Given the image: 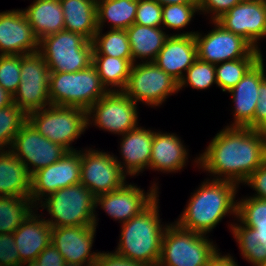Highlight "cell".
Instances as JSON below:
<instances>
[{
	"instance_id": "1",
	"label": "cell",
	"mask_w": 266,
	"mask_h": 266,
	"mask_svg": "<svg viewBox=\"0 0 266 266\" xmlns=\"http://www.w3.org/2000/svg\"><path fill=\"white\" fill-rule=\"evenodd\" d=\"M265 161V131L227 126L194 160L199 169L214 176L212 179L228 180L238 185Z\"/></svg>"
},
{
	"instance_id": "2",
	"label": "cell",
	"mask_w": 266,
	"mask_h": 266,
	"mask_svg": "<svg viewBox=\"0 0 266 266\" xmlns=\"http://www.w3.org/2000/svg\"><path fill=\"white\" fill-rule=\"evenodd\" d=\"M206 180V181H205ZM195 190L180 218L174 221L180 228L209 234L226 215L237 218L238 184L228 180L205 179Z\"/></svg>"
},
{
	"instance_id": "3",
	"label": "cell",
	"mask_w": 266,
	"mask_h": 266,
	"mask_svg": "<svg viewBox=\"0 0 266 266\" xmlns=\"http://www.w3.org/2000/svg\"><path fill=\"white\" fill-rule=\"evenodd\" d=\"M159 203L157 197L140 214L121 224L116 254L151 266L158 265L163 235L169 225L161 224Z\"/></svg>"
},
{
	"instance_id": "4",
	"label": "cell",
	"mask_w": 266,
	"mask_h": 266,
	"mask_svg": "<svg viewBox=\"0 0 266 266\" xmlns=\"http://www.w3.org/2000/svg\"><path fill=\"white\" fill-rule=\"evenodd\" d=\"M95 202L96 196L78 183L49 194L38 203L36 209L42 207L47 210L51 218L46 221L51 227H97L99 220L95 214Z\"/></svg>"
},
{
	"instance_id": "5",
	"label": "cell",
	"mask_w": 266,
	"mask_h": 266,
	"mask_svg": "<svg viewBox=\"0 0 266 266\" xmlns=\"http://www.w3.org/2000/svg\"><path fill=\"white\" fill-rule=\"evenodd\" d=\"M107 92L93 65L77 72L49 74L51 105L78 107L87 111Z\"/></svg>"
},
{
	"instance_id": "6",
	"label": "cell",
	"mask_w": 266,
	"mask_h": 266,
	"mask_svg": "<svg viewBox=\"0 0 266 266\" xmlns=\"http://www.w3.org/2000/svg\"><path fill=\"white\" fill-rule=\"evenodd\" d=\"M207 238L205 234L184 230L175 222L169 223L157 266H206L220 251L217 244Z\"/></svg>"
},
{
	"instance_id": "7",
	"label": "cell",
	"mask_w": 266,
	"mask_h": 266,
	"mask_svg": "<svg viewBox=\"0 0 266 266\" xmlns=\"http://www.w3.org/2000/svg\"><path fill=\"white\" fill-rule=\"evenodd\" d=\"M93 43L78 33L59 31L39 40L38 53L50 72H77L92 65Z\"/></svg>"
},
{
	"instance_id": "8",
	"label": "cell",
	"mask_w": 266,
	"mask_h": 266,
	"mask_svg": "<svg viewBox=\"0 0 266 266\" xmlns=\"http://www.w3.org/2000/svg\"><path fill=\"white\" fill-rule=\"evenodd\" d=\"M27 121L42 136L68 151H75L72 143L88 128L87 111L78 107L49 105L28 113Z\"/></svg>"
},
{
	"instance_id": "9",
	"label": "cell",
	"mask_w": 266,
	"mask_h": 266,
	"mask_svg": "<svg viewBox=\"0 0 266 266\" xmlns=\"http://www.w3.org/2000/svg\"><path fill=\"white\" fill-rule=\"evenodd\" d=\"M179 82L159 68L154 62L133 64L123 92L135 103L147 106L162 105L169 95L178 93Z\"/></svg>"
},
{
	"instance_id": "10",
	"label": "cell",
	"mask_w": 266,
	"mask_h": 266,
	"mask_svg": "<svg viewBox=\"0 0 266 266\" xmlns=\"http://www.w3.org/2000/svg\"><path fill=\"white\" fill-rule=\"evenodd\" d=\"M49 74V67L38 52L21 55L20 83L12 102L26 114L51 105Z\"/></svg>"
},
{
	"instance_id": "11",
	"label": "cell",
	"mask_w": 266,
	"mask_h": 266,
	"mask_svg": "<svg viewBox=\"0 0 266 266\" xmlns=\"http://www.w3.org/2000/svg\"><path fill=\"white\" fill-rule=\"evenodd\" d=\"M137 108L123 91H108L87 110V126L124 135L138 126Z\"/></svg>"
},
{
	"instance_id": "12",
	"label": "cell",
	"mask_w": 266,
	"mask_h": 266,
	"mask_svg": "<svg viewBox=\"0 0 266 266\" xmlns=\"http://www.w3.org/2000/svg\"><path fill=\"white\" fill-rule=\"evenodd\" d=\"M126 177L114 154L92 148L81 150L80 183L95 196L122 188Z\"/></svg>"
},
{
	"instance_id": "13",
	"label": "cell",
	"mask_w": 266,
	"mask_h": 266,
	"mask_svg": "<svg viewBox=\"0 0 266 266\" xmlns=\"http://www.w3.org/2000/svg\"><path fill=\"white\" fill-rule=\"evenodd\" d=\"M10 151L25 165L30 175L61 159L68 150L42 136L28 121L16 134Z\"/></svg>"
},
{
	"instance_id": "14",
	"label": "cell",
	"mask_w": 266,
	"mask_h": 266,
	"mask_svg": "<svg viewBox=\"0 0 266 266\" xmlns=\"http://www.w3.org/2000/svg\"><path fill=\"white\" fill-rule=\"evenodd\" d=\"M81 180V150L68 151L61 159L31 175V201L38 206L49 194Z\"/></svg>"
},
{
	"instance_id": "15",
	"label": "cell",
	"mask_w": 266,
	"mask_h": 266,
	"mask_svg": "<svg viewBox=\"0 0 266 266\" xmlns=\"http://www.w3.org/2000/svg\"><path fill=\"white\" fill-rule=\"evenodd\" d=\"M211 23L214 28L207 35L198 31L194 34L198 59L216 65L245 58L255 49L243 37L225 30L216 21Z\"/></svg>"
},
{
	"instance_id": "16",
	"label": "cell",
	"mask_w": 266,
	"mask_h": 266,
	"mask_svg": "<svg viewBox=\"0 0 266 266\" xmlns=\"http://www.w3.org/2000/svg\"><path fill=\"white\" fill-rule=\"evenodd\" d=\"M216 22L260 50L257 41L266 38V0H242Z\"/></svg>"
},
{
	"instance_id": "17",
	"label": "cell",
	"mask_w": 266,
	"mask_h": 266,
	"mask_svg": "<svg viewBox=\"0 0 266 266\" xmlns=\"http://www.w3.org/2000/svg\"><path fill=\"white\" fill-rule=\"evenodd\" d=\"M158 183L152 184L148 192L132 184L126 183L122 188L96 196V208L100 206L108 216L125 223L140 214L157 197H159Z\"/></svg>"
},
{
	"instance_id": "18",
	"label": "cell",
	"mask_w": 266,
	"mask_h": 266,
	"mask_svg": "<svg viewBox=\"0 0 266 266\" xmlns=\"http://www.w3.org/2000/svg\"><path fill=\"white\" fill-rule=\"evenodd\" d=\"M95 226L52 227L51 243L67 263L94 266L99 252L91 251Z\"/></svg>"
},
{
	"instance_id": "19",
	"label": "cell",
	"mask_w": 266,
	"mask_h": 266,
	"mask_svg": "<svg viewBox=\"0 0 266 266\" xmlns=\"http://www.w3.org/2000/svg\"><path fill=\"white\" fill-rule=\"evenodd\" d=\"M38 50L39 40L23 10L0 12V55H28Z\"/></svg>"
},
{
	"instance_id": "20",
	"label": "cell",
	"mask_w": 266,
	"mask_h": 266,
	"mask_svg": "<svg viewBox=\"0 0 266 266\" xmlns=\"http://www.w3.org/2000/svg\"><path fill=\"white\" fill-rule=\"evenodd\" d=\"M264 59H261L244 75L228 93L234 102V122L227 127L251 128L259 96V87L264 80Z\"/></svg>"
},
{
	"instance_id": "21",
	"label": "cell",
	"mask_w": 266,
	"mask_h": 266,
	"mask_svg": "<svg viewBox=\"0 0 266 266\" xmlns=\"http://www.w3.org/2000/svg\"><path fill=\"white\" fill-rule=\"evenodd\" d=\"M195 33L191 31L169 35L154 61L178 82L197 59Z\"/></svg>"
},
{
	"instance_id": "22",
	"label": "cell",
	"mask_w": 266,
	"mask_h": 266,
	"mask_svg": "<svg viewBox=\"0 0 266 266\" xmlns=\"http://www.w3.org/2000/svg\"><path fill=\"white\" fill-rule=\"evenodd\" d=\"M154 131L137 126L122 135L120 153L122 161L115 157L116 162L126 175H139L144 169H149Z\"/></svg>"
},
{
	"instance_id": "23",
	"label": "cell",
	"mask_w": 266,
	"mask_h": 266,
	"mask_svg": "<svg viewBox=\"0 0 266 266\" xmlns=\"http://www.w3.org/2000/svg\"><path fill=\"white\" fill-rule=\"evenodd\" d=\"M41 216L42 214H36L33 211L13 232L15 246L19 251L20 266L23 262L35 261L38 255L51 243L52 227Z\"/></svg>"
},
{
	"instance_id": "24",
	"label": "cell",
	"mask_w": 266,
	"mask_h": 266,
	"mask_svg": "<svg viewBox=\"0 0 266 266\" xmlns=\"http://www.w3.org/2000/svg\"><path fill=\"white\" fill-rule=\"evenodd\" d=\"M188 149L175 133L154 131L149 169L175 173L186 166Z\"/></svg>"
},
{
	"instance_id": "25",
	"label": "cell",
	"mask_w": 266,
	"mask_h": 266,
	"mask_svg": "<svg viewBox=\"0 0 266 266\" xmlns=\"http://www.w3.org/2000/svg\"><path fill=\"white\" fill-rule=\"evenodd\" d=\"M31 195V175L10 150H0V196L25 198Z\"/></svg>"
},
{
	"instance_id": "26",
	"label": "cell",
	"mask_w": 266,
	"mask_h": 266,
	"mask_svg": "<svg viewBox=\"0 0 266 266\" xmlns=\"http://www.w3.org/2000/svg\"><path fill=\"white\" fill-rule=\"evenodd\" d=\"M38 40L65 30L64 14L59 0H34L22 9Z\"/></svg>"
},
{
	"instance_id": "27",
	"label": "cell",
	"mask_w": 266,
	"mask_h": 266,
	"mask_svg": "<svg viewBox=\"0 0 266 266\" xmlns=\"http://www.w3.org/2000/svg\"><path fill=\"white\" fill-rule=\"evenodd\" d=\"M59 1L64 14L65 30L78 33L92 42L98 31L97 4L91 0Z\"/></svg>"
},
{
	"instance_id": "28",
	"label": "cell",
	"mask_w": 266,
	"mask_h": 266,
	"mask_svg": "<svg viewBox=\"0 0 266 266\" xmlns=\"http://www.w3.org/2000/svg\"><path fill=\"white\" fill-rule=\"evenodd\" d=\"M161 27H149L134 23L126 32L131 48L133 64L136 59H141L142 63L154 62L159 51L164 46L169 35ZM147 59V60H146ZM145 60V61H144Z\"/></svg>"
},
{
	"instance_id": "29",
	"label": "cell",
	"mask_w": 266,
	"mask_h": 266,
	"mask_svg": "<svg viewBox=\"0 0 266 266\" xmlns=\"http://www.w3.org/2000/svg\"><path fill=\"white\" fill-rule=\"evenodd\" d=\"M138 0H103L97 3V27L102 29L105 22L110 29H128L135 23Z\"/></svg>"
},
{
	"instance_id": "30",
	"label": "cell",
	"mask_w": 266,
	"mask_h": 266,
	"mask_svg": "<svg viewBox=\"0 0 266 266\" xmlns=\"http://www.w3.org/2000/svg\"><path fill=\"white\" fill-rule=\"evenodd\" d=\"M92 65L108 91H123L127 85L133 61L107 55H93Z\"/></svg>"
},
{
	"instance_id": "31",
	"label": "cell",
	"mask_w": 266,
	"mask_h": 266,
	"mask_svg": "<svg viewBox=\"0 0 266 266\" xmlns=\"http://www.w3.org/2000/svg\"><path fill=\"white\" fill-rule=\"evenodd\" d=\"M230 225L242 257L253 266H262L266 262V232H258L244 226L241 222Z\"/></svg>"
},
{
	"instance_id": "32",
	"label": "cell",
	"mask_w": 266,
	"mask_h": 266,
	"mask_svg": "<svg viewBox=\"0 0 266 266\" xmlns=\"http://www.w3.org/2000/svg\"><path fill=\"white\" fill-rule=\"evenodd\" d=\"M33 211L30 197L0 196V233H13Z\"/></svg>"
},
{
	"instance_id": "33",
	"label": "cell",
	"mask_w": 266,
	"mask_h": 266,
	"mask_svg": "<svg viewBox=\"0 0 266 266\" xmlns=\"http://www.w3.org/2000/svg\"><path fill=\"white\" fill-rule=\"evenodd\" d=\"M261 50L254 49L247 57L215 65L217 87L223 92L234 88L244 75L261 59Z\"/></svg>"
},
{
	"instance_id": "34",
	"label": "cell",
	"mask_w": 266,
	"mask_h": 266,
	"mask_svg": "<svg viewBox=\"0 0 266 266\" xmlns=\"http://www.w3.org/2000/svg\"><path fill=\"white\" fill-rule=\"evenodd\" d=\"M93 55H107L120 59H132L128 34L125 29H110L102 32L98 29L92 40Z\"/></svg>"
},
{
	"instance_id": "35",
	"label": "cell",
	"mask_w": 266,
	"mask_h": 266,
	"mask_svg": "<svg viewBox=\"0 0 266 266\" xmlns=\"http://www.w3.org/2000/svg\"><path fill=\"white\" fill-rule=\"evenodd\" d=\"M26 122L27 114L13 102L0 109V150H10L16 134Z\"/></svg>"
},
{
	"instance_id": "36",
	"label": "cell",
	"mask_w": 266,
	"mask_h": 266,
	"mask_svg": "<svg viewBox=\"0 0 266 266\" xmlns=\"http://www.w3.org/2000/svg\"><path fill=\"white\" fill-rule=\"evenodd\" d=\"M237 221L258 232H266V200L254 197L241 198L237 202Z\"/></svg>"
},
{
	"instance_id": "37",
	"label": "cell",
	"mask_w": 266,
	"mask_h": 266,
	"mask_svg": "<svg viewBox=\"0 0 266 266\" xmlns=\"http://www.w3.org/2000/svg\"><path fill=\"white\" fill-rule=\"evenodd\" d=\"M213 84L217 85L215 65L197 58L179 81V91L188 85L193 89L205 90Z\"/></svg>"
},
{
	"instance_id": "38",
	"label": "cell",
	"mask_w": 266,
	"mask_h": 266,
	"mask_svg": "<svg viewBox=\"0 0 266 266\" xmlns=\"http://www.w3.org/2000/svg\"><path fill=\"white\" fill-rule=\"evenodd\" d=\"M199 13L198 3L173 4L162 6V27L181 30L191 22L195 13Z\"/></svg>"
},
{
	"instance_id": "39",
	"label": "cell",
	"mask_w": 266,
	"mask_h": 266,
	"mask_svg": "<svg viewBox=\"0 0 266 266\" xmlns=\"http://www.w3.org/2000/svg\"><path fill=\"white\" fill-rule=\"evenodd\" d=\"M21 55H0V86L13 96L20 83Z\"/></svg>"
},
{
	"instance_id": "40",
	"label": "cell",
	"mask_w": 266,
	"mask_h": 266,
	"mask_svg": "<svg viewBox=\"0 0 266 266\" xmlns=\"http://www.w3.org/2000/svg\"><path fill=\"white\" fill-rule=\"evenodd\" d=\"M135 23L149 27H162V5L155 0H138Z\"/></svg>"
},
{
	"instance_id": "41",
	"label": "cell",
	"mask_w": 266,
	"mask_h": 266,
	"mask_svg": "<svg viewBox=\"0 0 266 266\" xmlns=\"http://www.w3.org/2000/svg\"><path fill=\"white\" fill-rule=\"evenodd\" d=\"M13 233H0V266H20Z\"/></svg>"
},
{
	"instance_id": "42",
	"label": "cell",
	"mask_w": 266,
	"mask_h": 266,
	"mask_svg": "<svg viewBox=\"0 0 266 266\" xmlns=\"http://www.w3.org/2000/svg\"><path fill=\"white\" fill-rule=\"evenodd\" d=\"M242 0H198L199 13H210L211 20L216 21Z\"/></svg>"
},
{
	"instance_id": "43",
	"label": "cell",
	"mask_w": 266,
	"mask_h": 266,
	"mask_svg": "<svg viewBox=\"0 0 266 266\" xmlns=\"http://www.w3.org/2000/svg\"><path fill=\"white\" fill-rule=\"evenodd\" d=\"M243 183L256 191V194L251 197L266 200V161L261 164Z\"/></svg>"
},
{
	"instance_id": "44",
	"label": "cell",
	"mask_w": 266,
	"mask_h": 266,
	"mask_svg": "<svg viewBox=\"0 0 266 266\" xmlns=\"http://www.w3.org/2000/svg\"><path fill=\"white\" fill-rule=\"evenodd\" d=\"M259 96L252 120V129L266 132V81L259 87Z\"/></svg>"
},
{
	"instance_id": "45",
	"label": "cell",
	"mask_w": 266,
	"mask_h": 266,
	"mask_svg": "<svg viewBox=\"0 0 266 266\" xmlns=\"http://www.w3.org/2000/svg\"><path fill=\"white\" fill-rule=\"evenodd\" d=\"M94 266H151L147 263L129 260L115 252H99Z\"/></svg>"
},
{
	"instance_id": "46",
	"label": "cell",
	"mask_w": 266,
	"mask_h": 266,
	"mask_svg": "<svg viewBox=\"0 0 266 266\" xmlns=\"http://www.w3.org/2000/svg\"><path fill=\"white\" fill-rule=\"evenodd\" d=\"M39 266H64L65 261L58 249L50 243L36 258Z\"/></svg>"
},
{
	"instance_id": "47",
	"label": "cell",
	"mask_w": 266,
	"mask_h": 266,
	"mask_svg": "<svg viewBox=\"0 0 266 266\" xmlns=\"http://www.w3.org/2000/svg\"><path fill=\"white\" fill-rule=\"evenodd\" d=\"M206 266H238V264L229 253L228 255H222L218 251Z\"/></svg>"
},
{
	"instance_id": "48",
	"label": "cell",
	"mask_w": 266,
	"mask_h": 266,
	"mask_svg": "<svg viewBox=\"0 0 266 266\" xmlns=\"http://www.w3.org/2000/svg\"><path fill=\"white\" fill-rule=\"evenodd\" d=\"M12 103V96L0 86V109Z\"/></svg>"
},
{
	"instance_id": "49",
	"label": "cell",
	"mask_w": 266,
	"mask_h": 266,
	"mask_svg": "<svg viewBox=\"0 0 266 266\" xmlns=\"http://www.w3.org/2000/svg\"><path fill=\"white\" fill-rule=\"evenodd\" d=\"M160 5H173V4H186V3H198V0H155Z\"/></svg>"
},
{
	"instance_id": "50",
	"label": "cell",
	"mask_w": 266,
	"mask_h": 266,
	"mask_svg": "<svg viewBox=\"0 0 266 266\" xmlns=\"http://www.w3.org/2000/svg\"><path fill=\"white\" fill-rule=\"evenodd\" d=\"M39 266L35 261L23 262L21 266Z\"/></svg>"
},
{
	"instance_id": "51",
	"label": "cell",
	"mask_w": 266,
	"mask_h": 266,
	"mask_svg": "<svg viewBox=\"0 0 266 266\" xmlns=\"http://www.w3.org/2000/svg\"><path fill=\"white\" fill-rule=\"evenodd\" d=\"M64 266H86V265L65 262Z\"/></svg>"
},
{
	"instance_id": "52",
	"label": "cell",
	"mask_w": 266,
	"mask_h": 266,
	"mask_svg": "<svg viewBox=\"0 0 266 266\" xmlns=\"http://www.w3.org/2000/svg\"><path fill=\"white\" fill-rule=\"evenodd\" d=\"M91 1H93L97 4L98 2L103 1V0H91Z\"/></svg>"
},
{
	"instance_id": "53",
	"label": "cell",
	"mask_w": 266,
	"mask_h": 266,
	"mask_svg": "<svg viewBox=\"0 0 266 266\" xmlns=\"http://www.w3.org/2000/svg\"><path fill=\"white\" fill-rule=\"evenodd\" d=\"M265 71H266V70H265V68H264V80L266 81V75H265L266 73H265Z\"/></svg>"
}]
</instances>
